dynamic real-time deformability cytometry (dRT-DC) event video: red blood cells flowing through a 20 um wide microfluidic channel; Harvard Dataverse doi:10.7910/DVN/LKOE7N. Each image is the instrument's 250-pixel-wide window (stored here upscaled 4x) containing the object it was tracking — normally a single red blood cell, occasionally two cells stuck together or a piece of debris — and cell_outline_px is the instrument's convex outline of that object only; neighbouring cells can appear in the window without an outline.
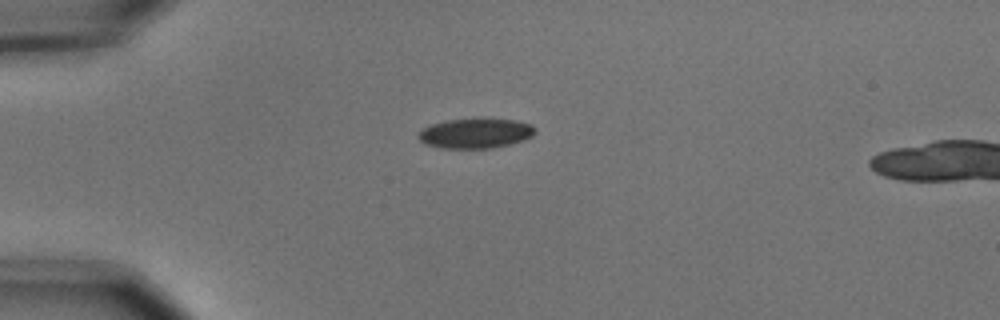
{"species": "common noctule bat (a hibernating species)", "species_latin": "Nyctalus noctula", "temperature_condition": "cold", "stored_images_in_passage": 2, "camera_frame_rate_fps": 3000, "um_per_image_px": 0.085, "animal": {"sex": "male", "body_mass_g": 15.6}, "frame": {"image": 1, "passage_image": 1, "time_ms": 0.0, "image_size_px": [1000, 320], "cell_outline_px": [[536, 132], [532, 136], [524, 140], [492, 148], [440, 148], [424, 144], [416, 136], [424, 128], [432, 124], [448, 120], [484, 116], [516, 120], [532, 124], [536, 128]], "centroid_in_image_um": [40.45, 11.29], "position_along_channel_um": 44.5, "area_um2": 20.98}}